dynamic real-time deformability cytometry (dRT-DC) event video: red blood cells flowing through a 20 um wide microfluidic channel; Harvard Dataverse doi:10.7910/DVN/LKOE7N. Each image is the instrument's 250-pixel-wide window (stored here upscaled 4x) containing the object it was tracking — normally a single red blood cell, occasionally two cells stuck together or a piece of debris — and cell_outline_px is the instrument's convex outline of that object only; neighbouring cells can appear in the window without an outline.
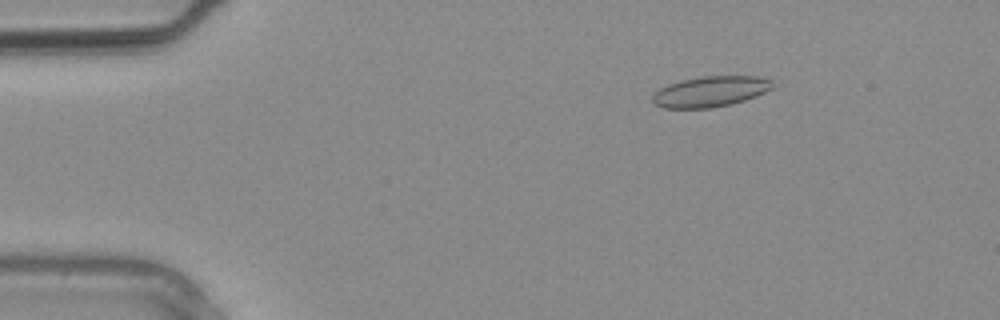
{"species": "common noctule bat (a hibernating species)", "species_latin": "Nyctalus noctula", "temperature_condition": "warm", "stored_images_in_passage": 3, "camera_frame_rate_fps": 3000, "um_per_image_px": 0.085, "animal": {"sex": "male", "body_mass_g": 20.4}, "frame": {"image": 1, "passage_image": 2, "time_ms": 0.333, "image_size_px": [1000, 320], "cell_outline_px": [[772, 88], [756, 96], [732, 104], [712, 108], [664, 108], [656, 104], [652, 100], [652, 96], [660, 88], [668, 84], [680, 80], [700, 76], [760, 76], [772, 80]], "centroid_in_image_um": [60.38, 7.77], "position_along_channel_um": 24.6, "area_um2": 21.44}}